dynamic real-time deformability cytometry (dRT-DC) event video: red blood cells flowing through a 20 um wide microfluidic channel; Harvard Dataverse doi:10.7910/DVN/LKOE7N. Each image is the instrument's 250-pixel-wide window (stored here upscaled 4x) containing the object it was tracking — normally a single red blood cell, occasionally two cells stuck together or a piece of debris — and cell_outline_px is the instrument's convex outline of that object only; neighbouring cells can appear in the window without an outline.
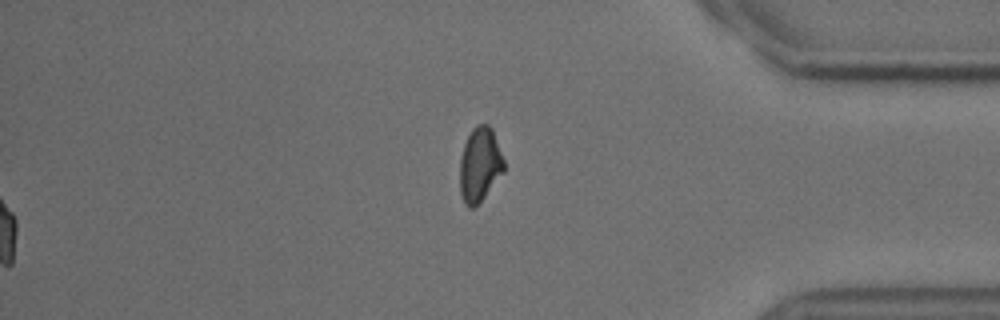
{"species": "common noctule bat (a hibernating species)", "species_latin": "Nyctalus noctula", "temperature_condition": "cold", "stored_images_in_passage": 47, "segment_of_instrument_passage": [2, 2], "camera_frame_rate_fps": 3000, "um_per_image_px": 0.085, "animal": {"sex": "male", "body_mass_g": 18.8}, "frame": {"image": 1, "passage_image": 47, "time_ms": 15.333, "image_size_px": [1000, 320], "cell_outline_px": [[504, 172], [484, 196], [472, 208], [468, 208], [464, 204], [460, 192], [460, 156], [464, 144], [472, 128], [476, 124], [488, 124], [492, 128], [504, 160]], "centroid_in_image_um": [40.77, 13.97], "position_along_channel_um": 394.4, "area_um2": 19.07}}